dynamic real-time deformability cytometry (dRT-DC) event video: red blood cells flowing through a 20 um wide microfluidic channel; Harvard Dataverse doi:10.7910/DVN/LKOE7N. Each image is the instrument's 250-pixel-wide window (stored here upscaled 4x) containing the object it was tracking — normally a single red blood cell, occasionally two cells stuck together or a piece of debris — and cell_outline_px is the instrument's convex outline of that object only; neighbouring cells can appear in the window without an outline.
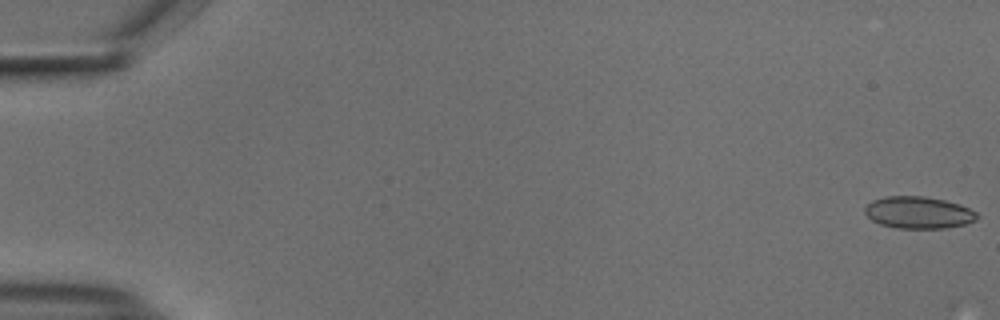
{"species": "common noctule bat (a hibernating species)", "species_latin": "Nyctalus noctula", "temperature_condition": "cold", "stored_images_in_passage": 7, "camera_frame_rate_fps": 3000, "um_per_image_px": 0.085, "animal": {"sex": "male", "body_mass_g": 18.8}, "frame": {"image": 1, "passage_image": 1, "time_ms": 0.0, "image_size_px": [1000, 320], "cell_outline_px": [[976, 220], [964, 224], [944, 228], [900, 228], [880, 224], [872, 220], [864, 212], [864, 208], [872, 200], [884, 196], [924, 196], [944, 200], [960, 204], [976, 212]], "centroid_in_image_um": [78.04, 18.05], "position_along_channel_um": 7.0, "area_um2": 20.75}}